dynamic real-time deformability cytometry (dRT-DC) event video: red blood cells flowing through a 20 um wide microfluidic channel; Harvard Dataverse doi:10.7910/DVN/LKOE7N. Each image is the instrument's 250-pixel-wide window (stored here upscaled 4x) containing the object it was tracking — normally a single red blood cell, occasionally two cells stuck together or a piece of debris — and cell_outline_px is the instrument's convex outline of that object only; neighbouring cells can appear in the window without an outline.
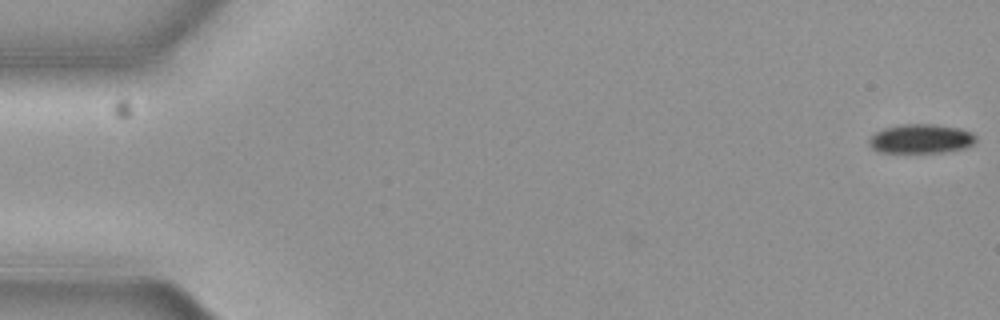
{"species": "common noctule bat (a hibernating species)", "species_latin": "Nyctalus noctula", "temperature_condition": "cold", "stored_images_in_passage": 57, "camera_frame_rate_fps": 3000, "um_per_image_px": 0.085, "animal": {"sex": "female", "body_mass_g": 19.3, "forearm_length_mm": 54.1}, "frame": {"image": 1, "passage_image": 1, "time_ms": 0.0, "image_size_px": [1000, 320], "cell_outline_px": [[976, 140], [972, 144], [964, 148], [944, 152], [880, 152], [872, 148], [868, 144], [868, 140], [876, 132], [884, 128], [904, 124], [932, 124], [960, 128], [972, 132], [976, 136]], "centroid_in_image_um": [78.29, 11.79], "position_along_channel_um": 6.7, "area_um2": 18.09}}
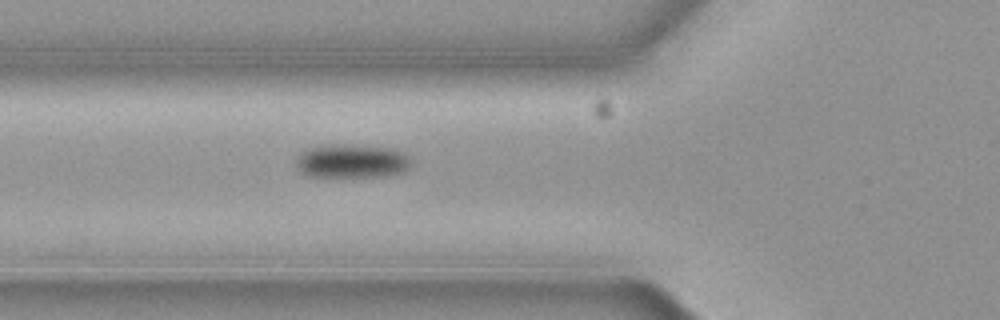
{"frame": {"image": 2, "passage_image": 21, "time_ms": 6.667, "image_size_px": [1000, 320], "cell_outline_px": [[408, 168], [404, 172], [384, 176], [308, 176], [300, 172], [296, 164], [296, 156], [308, 148], [332, 144], [356, 144], [392, 148], [404, 152], [408, 160]], "centroid_in_image_um": [29.87, 13.68], "position_along_channel_um": 95.9, "area_um2": 22.66}}
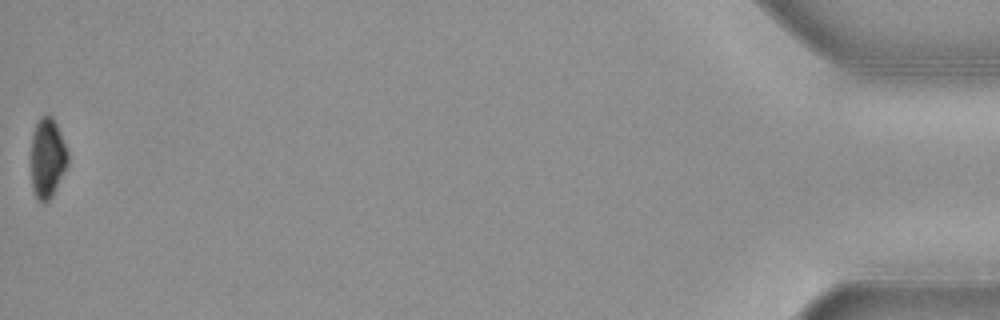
{"frame": {"image": 3, "passage_image": 57, "time_ms": 18.667, "image_size_px": [1000, 320], "cell_outline_px": [[68, 164], [52, 196], [44, 204], [36, 200], [32, 188], [32, 132], [40, 116], [52, 116], [56, 124], [68, 152]], "centroid_in_image_um": [4.02, 13.47], "position_along_channel_um": 431.2, "area_um2": 16.99}, "authors_computed_cell_mechanics": {"area_um2": 20.0566, "velocity_mm_per_s": 3.6778, "shape_relaxation_time_tau1_ms": 1.591, "shape_relaxation_time_tau2_ms": null, "deformation_change_tau1": 0.0524, "deformation_change_tau2": null}}